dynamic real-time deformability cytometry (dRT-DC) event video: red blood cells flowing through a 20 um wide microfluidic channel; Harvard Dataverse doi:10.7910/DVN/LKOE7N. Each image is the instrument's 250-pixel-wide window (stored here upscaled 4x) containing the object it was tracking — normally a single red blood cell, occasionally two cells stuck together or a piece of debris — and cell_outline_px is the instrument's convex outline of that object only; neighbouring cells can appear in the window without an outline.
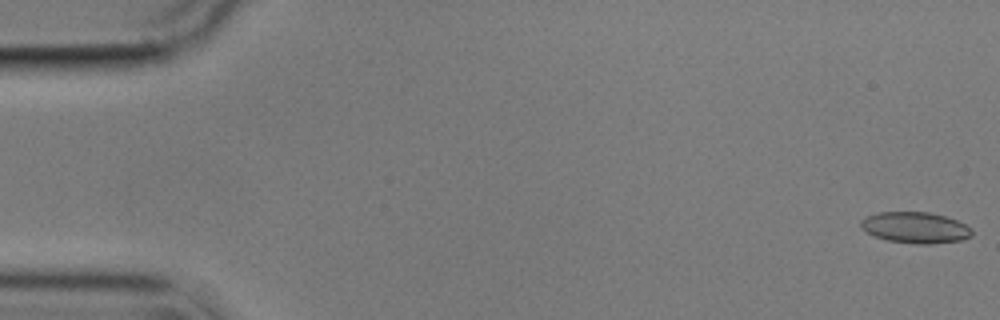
{"species": "common noctule bat (a hibernating species)", "species_latin": "Nyctalus noctula", "temperature_condition": "cold", "stored_images_in_passage": 8, "camera_frame_rate_fps": 3000, "um_per_image_px": 0.085, "animal": {"sex": "male", "body_mass_g": 17.9}, "frame": {"image": 1, "passage_image": 1, "time_ms": 0.0, "image_size_px": [1000, 320], "cell_outline_px": [[972, 236], [960, 240], [928, 244], [916, 244], [884, 240], [872, 236], [860, 228], [860, 220], [876, 212], [928, 212], [944, 216], [956, 220], [972, 228]], "centroid_in_image_um": [77.75, 19.35], "position_along_channel_um": 7.3, "area_um2": 20.29}}